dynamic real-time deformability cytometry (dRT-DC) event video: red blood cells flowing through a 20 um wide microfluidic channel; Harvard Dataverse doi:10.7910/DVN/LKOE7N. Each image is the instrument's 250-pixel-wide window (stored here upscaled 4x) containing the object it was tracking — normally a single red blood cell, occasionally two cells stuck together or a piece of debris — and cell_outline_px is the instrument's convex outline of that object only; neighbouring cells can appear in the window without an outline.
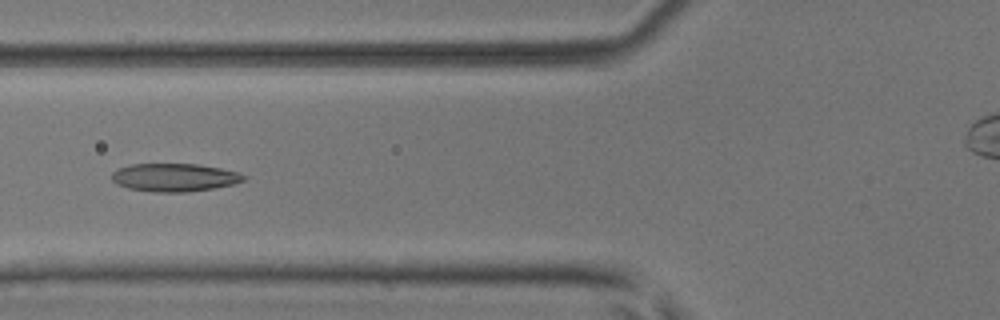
{"species": "common noctule bat (a hibernating species)", "species_latin": "Nyctalus noctula", "temperature_condition": "room temperature", "stored_images_in_passage": 6, "camera_frame_rate_fps": 3000, "um_per_image_px": 0.085, "animal": {"sex": "male", "body_mass_g": 17.9, "forearm_length_mm": 54.2}, "frame": {"image": 1, "passage_image": 6, "time_ms": 1.667, "image_size_px": [1000, 320], "cell_outline_px": [[248, 176], [244, 180], [232, 184], [212, 188], [188, 192], [152, 192], [128, 188], [116, 184], [112, 180], [112, 172], [120, 168], [132, 164], [196, 164], [220, 168], [240, 172]], "centroid_in_image_um": [14.83, 15.08], "position_along_channel_um": 111.0, "area_um2": 21.56}}